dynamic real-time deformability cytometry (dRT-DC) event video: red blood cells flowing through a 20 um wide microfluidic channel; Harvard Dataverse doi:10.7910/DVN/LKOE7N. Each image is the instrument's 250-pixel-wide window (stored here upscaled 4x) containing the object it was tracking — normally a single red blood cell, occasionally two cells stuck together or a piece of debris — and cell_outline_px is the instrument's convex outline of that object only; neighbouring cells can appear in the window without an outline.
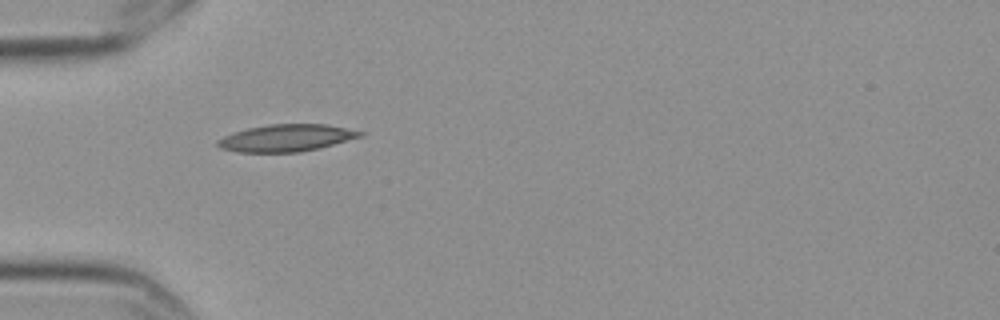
{"species": "Egyptian fruit bat (a non-hibernating species)", "species_latin": "Rousettus aegyptiacus", "temperature_condition": "cold", "stored_images_in_passage": 7, "camera_frame_rate_fps": 3000, "um_per_image_px": 0.085, "frame": {"image": 1, "passage_image": 5, "time_ms": 1.333, "image_size_px": [1000, 320], "cell_outline_px": [[364, 136], [320, 148], [300, 152], [240, 152], [220, 148], [216, 144], [216, 140], [224, 136], [248, 128], [268, 124], [328, 124], [364, 132]], "centroid_in_image_um": [24.37, 11.72], "position_along_channel_um": 60.6, "area_um2": 22.48}}
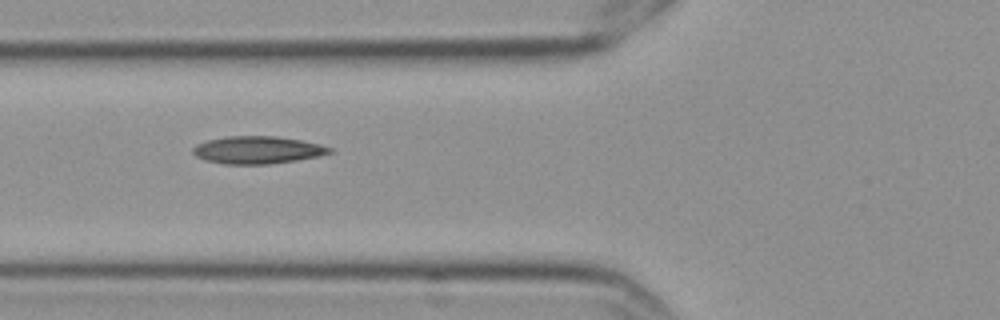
{"frame": {"image": 2, "passage_image": 6, "time_ms": 1.667, "image_size_px": [1000, 320], "cell_outline_px": [[336, 152], [320, 156], [296, 160], [268, 164], [224, 164], [204, 160], [196, 156], [192, 152], [192, 148], [196, 144], [208, 140], [224, 136], [276, 136], [300, 140], [320, 144], [332, 148]], "centroid_in_image_um": [21.9, 12.75], "position_along_channel_um": 103.9, "area_um2": 22.08}}
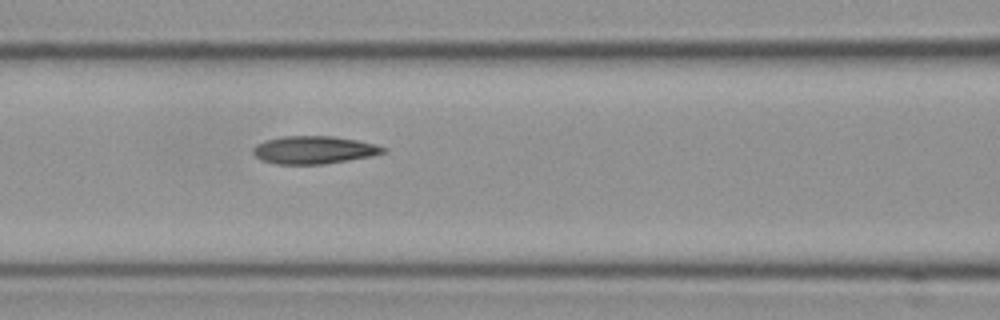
{"frame": {"image": 3, "passage_image": 7, "time_ms": 2.0, "image_size_px": [1000, 320], "cell_outline_px": [[384, 152], [372, 156], [320, 164], [276, 164], [264, 160], [256, 156], [252, 152], [252, 148], [256, 144], [264, 140], [284, 136], [332, 136], [356, 140], [372, 144], [384, 148]], "centroid_in_image_um": [26.61, 12.74], "position_along_channel_um": 140.0, "area_um2": 20.69}}